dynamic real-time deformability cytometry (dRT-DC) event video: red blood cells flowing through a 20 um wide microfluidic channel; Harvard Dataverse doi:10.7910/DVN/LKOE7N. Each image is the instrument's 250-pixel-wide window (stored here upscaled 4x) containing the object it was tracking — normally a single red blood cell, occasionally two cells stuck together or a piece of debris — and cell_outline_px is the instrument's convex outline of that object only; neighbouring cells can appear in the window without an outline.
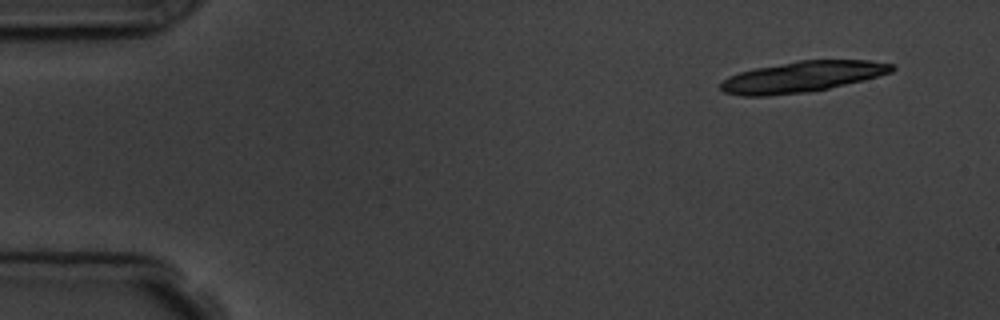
{"species": "common noctule bat (a hibernating species)", "species_latin": "Nyctalus noctula", "temperature_condition": "room temperature", "stored_images_in_passage": 4, "camera_frame_rate_fps": 3000, "um_per_image_px": 0.085, "animal": {"sex": "male", "body_mass_g": 19.5, "forearm_length_mm": 54.6}, "frame": {"image": 1, "passage_image": 1, "time_ms": 0.0, "image_size_px": [1000, 320], "cell_outline_px": [[896, 68], [892, 72], [864, 80], [828, 88], [808, 92], [768, 96], [740, 96], [724, 92], [720, 88], [720, 84], [728, 76], [740, 72], [756, 68], [800, 60], [868, 60], [896, 64]], "centroid_in_image_um": [68.21, 6.53], "position_along_channel_um": 16.8, "area_um2": 30.81}}